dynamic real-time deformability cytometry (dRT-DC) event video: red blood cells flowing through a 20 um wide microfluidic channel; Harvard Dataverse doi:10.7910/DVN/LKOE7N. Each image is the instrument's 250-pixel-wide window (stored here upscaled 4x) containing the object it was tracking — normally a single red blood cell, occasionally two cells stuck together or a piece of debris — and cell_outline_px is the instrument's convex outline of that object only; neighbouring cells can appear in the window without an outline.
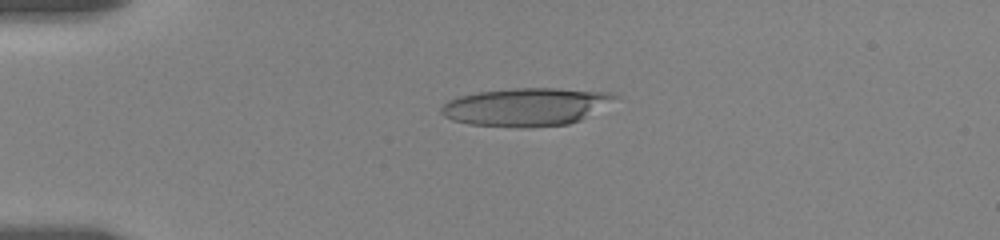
{"species": "human", "species_latin": "Homo sapiens", "temperature_condition": "room temperature", "stored_images_in_passage": 9, "camera_frame_rate_fps": 3000, "um_per_image_px": 0.085, "donor": {"sex": "female"}, "frame": {"image": 1, "passage_image": 6, "time_ms": 4.0, "image_size_px": [1000, 240], "cell_outline_px": [[620, 96], [580, 120], [568, 124], [528, 128], [516, 128], [468, 124], [452, 120], [444, 116], [440, 112], [440, 108], [448, 100], [460, 96], [480, 92], [512, 88], [556, 88], [612, 92]], "centroid_in_image_um": [44.69, 9.09], "position_along_channel_um": 40.3, "area_um2": 38.49}}
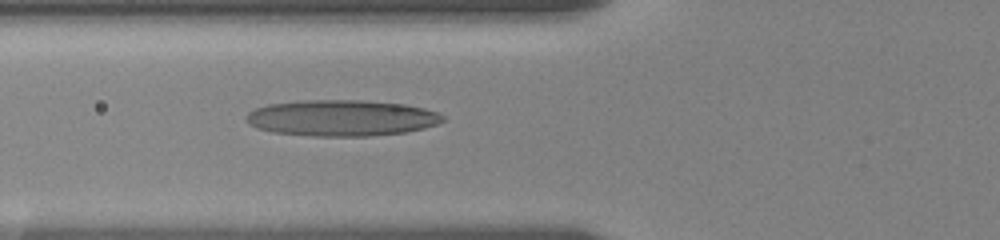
{"frame": {"image": 2, "passage_image": 9, "time_ms": 6.667, "image_size_px": [1000, 240], "cell_outline_px": [[444, 120], [436, 124], [424, 128], [404, 132], [368, 136], [312, 136], [272, 132], [256, 128], [248, 124], [244, 116], [248, 112], [256, 108], [268, 104], [296, 100], [360, 100], [404, 104], [424, 108], [436, 112], [444, 116]], "centroid_in_image_um": [28.97, 10.02], "position_along_channel_um": 96.8, "area_um2": 41.56}}